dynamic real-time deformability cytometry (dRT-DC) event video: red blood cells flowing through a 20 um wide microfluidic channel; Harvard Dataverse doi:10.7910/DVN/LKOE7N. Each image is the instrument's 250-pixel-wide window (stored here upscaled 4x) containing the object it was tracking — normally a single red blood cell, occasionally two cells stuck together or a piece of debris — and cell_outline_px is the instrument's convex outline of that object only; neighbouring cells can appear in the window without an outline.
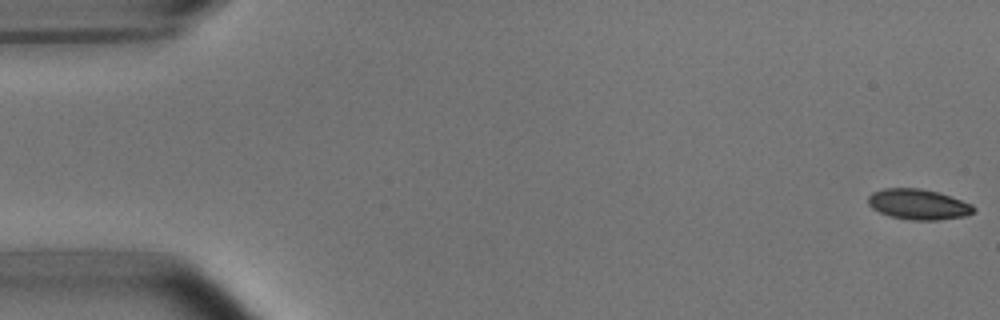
{"species": "common noctule bat (a hibernating species)", "species_latin": "Nyctalus noctula", "temperature_condition": "room temperature", "stored_images_in_passage": 53, "camera_frame_rate_fps": 3000, "um_per_image_px": 0.085, "animal": {"sex": "male", "body_mass_g": 15.6}, "frame": {"image": 1, "passage_image": 1, "time_ms": 0.0, "image_size_px": [1000, 320], "cell_outline_px": [[976, 208], [972, 212], [964, 216], [936, 220], [912, 220], [888, 216], [872, 208], [868, 204], [868, 196], [872, 192], [884, 188], [920, 188], [936, 192], [972, 204]], "centroid_in_image_um": [78.01, 17.37], "position_along_channel_um": 7.0, "area_um2": 18.55}}
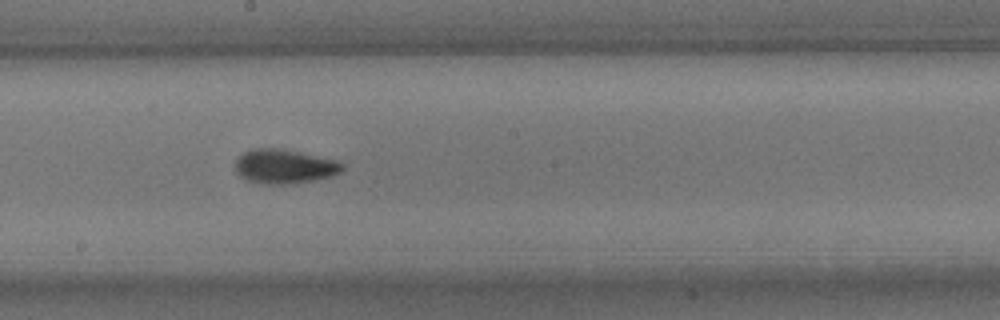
{"frame": {"image": 2, "passage_image": 29, "time_ms": 9.333, "image_size_px": [1000, 320], "cell_outline_px": [[344, 168], [340, 172], [332, 176], [312, 180], [288, 184], [264, 184], [248, 180], [240, 176], [236, 172], [236, 160], [244, 152], [252, 148], [280, 148], [340, 160], [344, 164]], "centroid_in_image_um": [24.2, 14.13], "position_along_channel_um": 224.0, "area_um2": 21.44}}
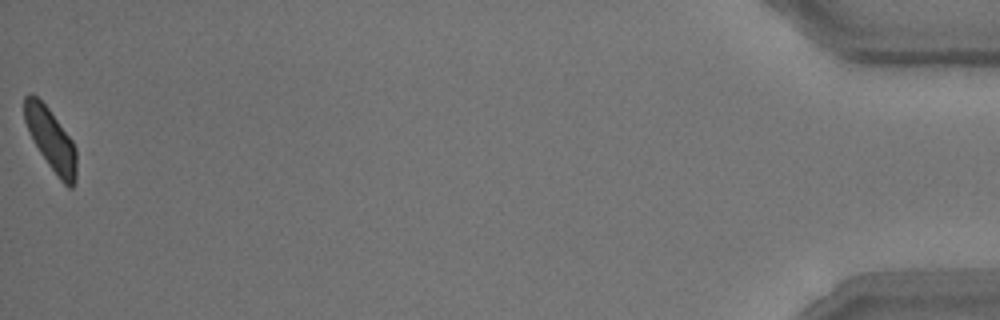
{"frame": {"image": 3, "passage_image": 53, "time_ms": 17.333, "image_size_px": [1000, 320], "cell_outline_px": [[76, 180], [72, 188], [68, 188], [60, 180], [48, 164], [32, 140], [28, 132], [24, 120], [24, 96], [28, 92], [32, 92], [48, 108], [72, 140], [76, 148]], "centroid_in_image_um": [4.31, 11.85], "position_along_channel_um": 430.9, "area_um2": 18.84}, "authors_computed_cell_mechanics": {"area_um2": 19.7098, "velocity_mm_per_s": 3.7886, "shape_relaxation_time_tau1_ms": 2.3771, "shape_relaxation_time_tau2_ms": 1.2953, "deformation_change_tau1": 0.1117, "deformation_change_tau2": 0.0625}}